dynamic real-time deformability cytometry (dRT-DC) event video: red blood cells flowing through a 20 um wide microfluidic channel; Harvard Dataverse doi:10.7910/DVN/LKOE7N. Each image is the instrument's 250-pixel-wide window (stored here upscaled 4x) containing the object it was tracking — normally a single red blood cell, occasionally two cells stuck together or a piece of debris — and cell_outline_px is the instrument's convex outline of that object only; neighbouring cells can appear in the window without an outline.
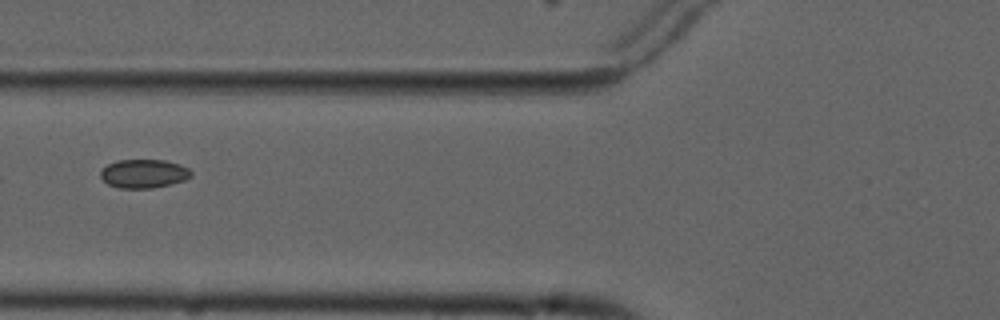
{"species": "common noctule bat (a hibernating species)", "species_latin": "Nyctalus noctula", "temperature_condition": "cold", "stored_images_in_passage": 7, "camera_frame_rate_fps": 3000, "um_per_image_px": 0.085, "animal": {"sex": "male", "forearm_length_mm": 52.5}, "frame": {"image": 1, "passage_image": 6, "time_ms": 7.0, "image_size_px": [1000, 320], "cell_outline_px": [[192, 176], [184, 180], [152, 188], [120, 188], [108, 184], [100, 176], [100, 172], [108, 164], [116, 160], [164, 160], [180, 164], [188, 168], [192, 172]], "centroid_in_image_um": [12.22, 14.75], "position_along_channel_um": 113.6, "area_um2": 15.03}}
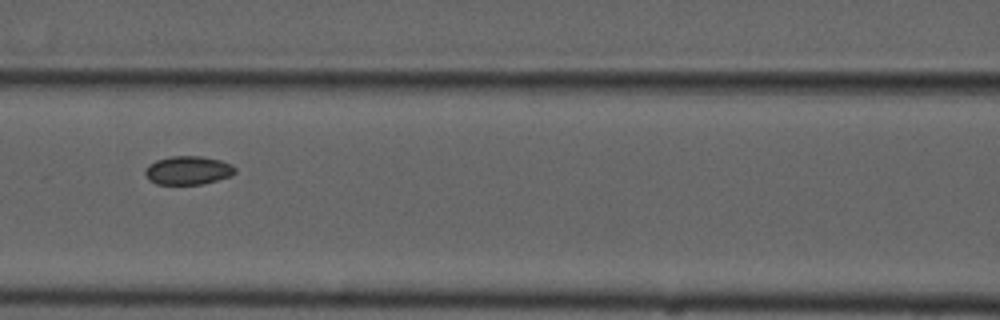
{"frame": {"image": 2, "passage_image": 7, "time_ms": 8.0, "image_size_px": [1000, 320], "cell_outline_px": [[236, 172], [232, 176], [200, 184], [156, 184], [148, 180], [144, 172], [148, 164], [156, 160], [172, 156], [204, 156], [220, 160], [232, 164], [236, 168]], "centroid_in_image_um": [15.99, 14.47], "position_along_channel_um": 150.6, "area_um2": 15.09}}